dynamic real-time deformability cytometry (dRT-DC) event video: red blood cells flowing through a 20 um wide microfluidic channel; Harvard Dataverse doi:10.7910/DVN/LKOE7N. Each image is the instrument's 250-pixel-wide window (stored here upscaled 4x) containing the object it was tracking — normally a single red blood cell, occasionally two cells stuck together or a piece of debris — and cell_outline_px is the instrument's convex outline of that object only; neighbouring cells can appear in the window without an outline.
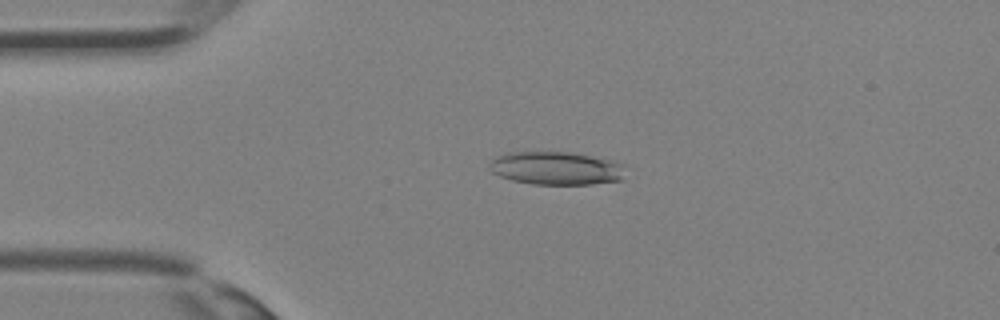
{"species": "Egyptian fruit bat (a non-hibernating species)", "species_latin": "Rousettus aegyptiacus", "temperature_condition": "room temperature", "stored_images_in_passage": 35, "camera_frame_rate_fps": 3000, "um_per_image_px": 0.085, "animal": {"sex": "female"}, "frame": {"image": 1, "passage_image": 8, "time_ms": 2.333, "image_size_px": [1000, 320], "cell_outline_px": [[624, 180], [592, 184], [532, 184], [512, 180], [500, 176], [492, 172], [488, 168], [492, 160], [496, 156], [508, 152], [568, 152], [608, 160], [624, 164]], "centroid_in_image_um": [47.26, 14.31], "position_along_channel_um": 37.7, "area_um2": 26.18}}
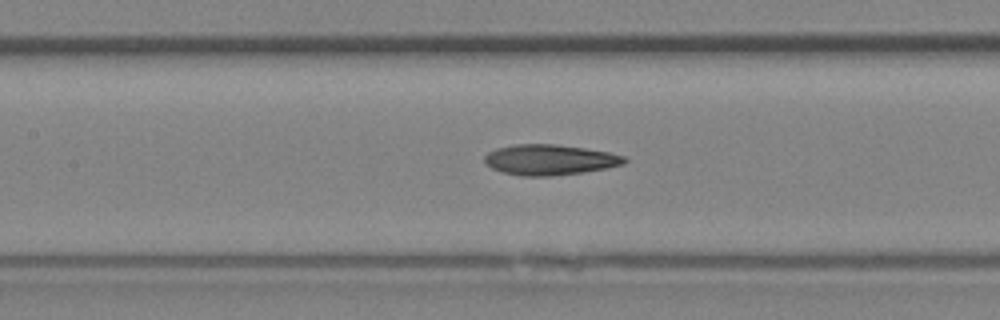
{"frame": {"image": 2, "passage_image": 16, "time_ms": 5.0, "image_size_px": [1000, 320], "cell_outline_px": [[628, 160], [624, 164], [584, 172], [552, 176], [520, 176], [504, 172], [492, 168], [484, 164], [484, 156], [488, 152], [496, 148], [516, 144], [556, 144], [584, 148], [608, 152], [624, 156]], "centroid_in_image_um": [46.7, 13.58], "position_along_channel_um": 160.7, "area_um2": 24.85}}
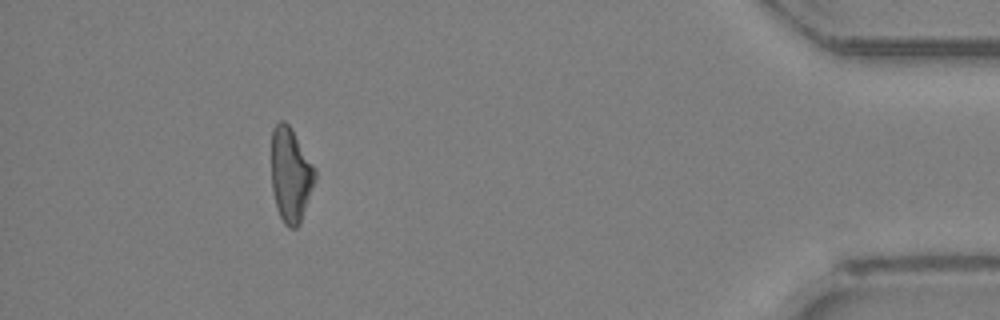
{"frame": {"image": 3, "passage_image": 32, "time_ms": 10.333, "image_size_px": [1000, 320], "cell_outline_px": [[316, 180], [300, 224], [296, 228], [288, 228], [284, 224], [276, 208], [272, 188], [272, 128], [280, 120], [284, 120], [292, 128], [316, 168]], "centroid_in_image_um": [24.72, 14.86], "position_along_channel_um": 410.5, "area_um2": 24.33}}